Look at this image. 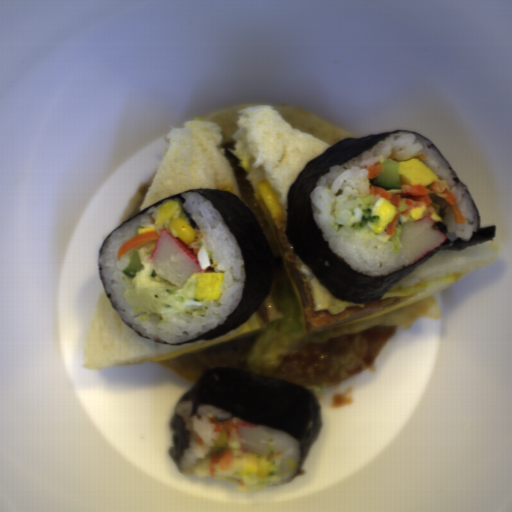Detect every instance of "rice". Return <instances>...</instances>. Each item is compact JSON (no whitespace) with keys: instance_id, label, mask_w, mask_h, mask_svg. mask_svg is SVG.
<instances>
[{"instance_id":"obj_1","label":"rice","mask_w":512,"mask_h":512,"mask_svg":"<svg viewBox=\"0 0 512 512\" xmlns=\"http://www.w3.org/2000/svg\"><path fill=\"white\" fill-rule=\"evenodd\" d=\"M170 201L179 202L180 217L191 225L195 238L185 245L198 259L202 268L199 273L225 272L220 299H193L198 273L190 275L182 287L159 277L151 261L157 240L118 259L121 246L139 235L138 229L153 226L159 208L167 201L126 222L99 252L105 292L120 319L150 341L169 345L180 344L225 322L240 303L246 280L240 247L212 203L197 192H187ZM131 251H138L144 265L134 279L122 272L129 265Z\"/></svg>"},{"instance_id":"obj_2","label":"rice","mask_w":512,"mask_h":512,"mask_svg":"<svg viewBox=\"0 0 512 512\" xmlns=\"http://www.w3.org/2000/svg\"><path fill=\"white\" fill-rule=\"evenodd\" d=\"M388 159L398 163L420 160L440 179L435 182L454 194L466 222L457 223L449 205L440 219L446 237L455 243H467L481 224L471 197L434 142L411 131L392 134L354 159L328 168L310 193L313 217L332 251L350 267L373 277L414 264L402 250L401 241L398 255L394 253L387 228L376 234L368 225L362 229L351 227L363 216L359 206L362 201L356 196L370 194L369 167L375 163L383 165Z\"/></svg>"},{"instance_id":"obj_3","label":"rice","mask_w":512,"mask_h":512,"mask_svg":"<svg viewBox=\"0 0 512 512\" xmlns=\"http://www.w3.org/2000/svg\"><path fill=\"white\" fill-rule=\"evenodd\" d=\"M192 403L181 402L175 406L176 413L180 415L188 430L191 433L190 446L185 450L180 465L185 468H192L201 461L213 443L218 439L221 432H218L211 417L219 422L229 418V412H222L214 406H200L197 417H191Z\"/></svg>"},{"instance_id":"obj_4","label":"rice","mask_w":512,"mask_h":512,"mask_svg":"<svg viewBox=\"0 0 512 512\" xmlns=\"http://www.w3.org/2000/svg\"><path fill=\"white\" fill-rule=\"evenodd\" d=\"M263 427V426H261ZM270 432L272 440L269 444L256 450L272 451L275 462L282 470L280 483L289 482L297 473L301 446L297 439L287 433L270 427H263Z\"/></svg>"}]
</instances>
